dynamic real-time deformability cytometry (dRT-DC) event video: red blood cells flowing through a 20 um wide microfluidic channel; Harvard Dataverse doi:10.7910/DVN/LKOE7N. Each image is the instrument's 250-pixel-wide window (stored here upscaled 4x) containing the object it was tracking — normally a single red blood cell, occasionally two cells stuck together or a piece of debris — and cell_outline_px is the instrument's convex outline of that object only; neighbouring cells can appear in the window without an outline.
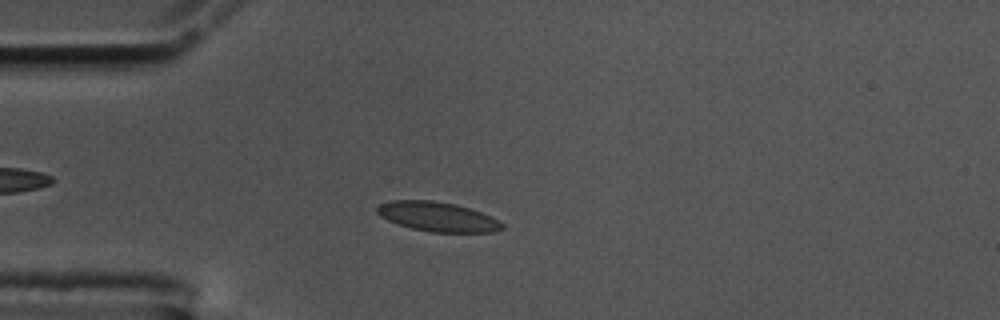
{"species": "common noctule bat (a hibernating species)", "species_latin": "Nyctalus noctula", "temperature_condition": "cold", "stored_images_in_passage": 53, "camera_frame_rate_fps": 3000, "um_per_image_px": 0.085, "animal": {"sex": "male", "body_mass_g": 17.5, "forearm_length_mm": 52.3}, "frame": {"image": 1, "passage_image": 11, "time_ms": 3.333, "image_size_px": [1000, 320], "cell_outline_px": [[504, 228], [492, 232], [432, 232], [412, 228], [388, 220], [380, 216], [376, 212], [376, 208], [380, 204], [392, 200], [432, 200], [456, 204], [492, 216], [504, 224]], "centroid_in_image_um": [37.2, 18.41], "position_along_channel_um": 47.8, "area_um2": 21.39}}
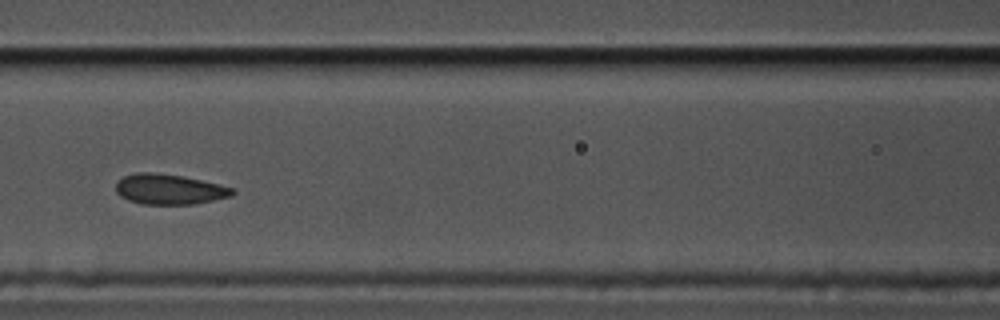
{"frame": {"image": 2, "passage_image": 21, "time_ms": 6.667, "image_size_px": [1000, 320], "cell_outline_px": [[236, 192], [232, 196], [192, 204], [140, 204], [128, 200], [120, 196], [116, 192], [116, 180], [124, 176], [136, 172], [152, 172], [184, 176], [232, 188]], "centroid_in_image_um": [14.33, 16.08], "position_along_channel_um": 152.3, "area_um2": 20.52}}
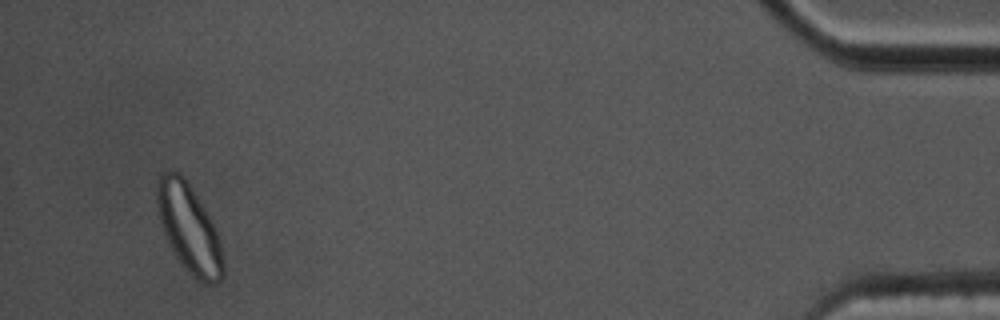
{"frame": {"image": 3, "passage_image": 50, "time_ms": 16.333, "image_size_px": [1000, 320], "cell_outline_px": [[224, 276], [216, 284], [208, 284], [196, 280], [180, 264], [160, 224], [156, 204], [156, 184], [160, 172], [180, 172], [204, 208], [220, 240], [224, 264]], "centroid_in_image_um": [16.05, 19.45], "position_along_channel_um": 419.1, "area_um2": 33.81}, "authors_computed_cell_mechanics": {"area_um2": 21.0392, "velocity_mm_per_s": 3.5434, "shape_relaxation_time_tau1_ms": 5.4992, "shape_relaxation_time_tau2_ms": 1.0688, "deformation_change_tau1": 0.0962, "deformation_change_tau2": 0.0421}}